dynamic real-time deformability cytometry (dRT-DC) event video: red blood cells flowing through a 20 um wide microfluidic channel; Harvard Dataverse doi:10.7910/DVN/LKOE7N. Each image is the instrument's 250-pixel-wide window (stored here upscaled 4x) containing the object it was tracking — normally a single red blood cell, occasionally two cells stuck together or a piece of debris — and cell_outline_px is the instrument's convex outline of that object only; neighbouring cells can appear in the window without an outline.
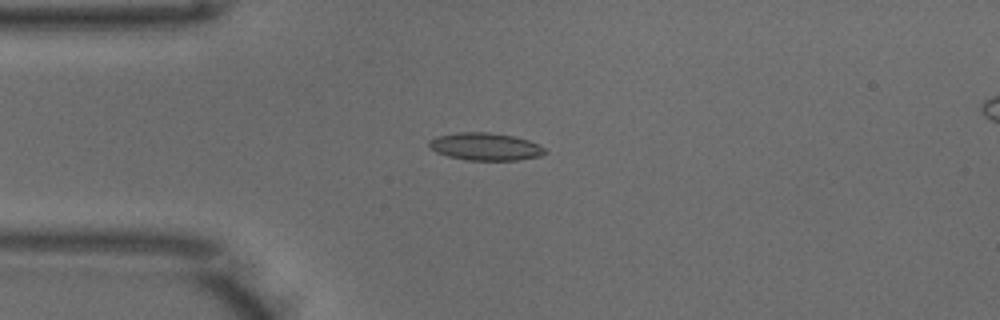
{"species": "common noctule bat (a hibernating species)", "species_latin": "Nyctalus noctula", "temperature_condition": "warm", "stored_images_in_passage": 39, "camera_frame_rate_fps": 3000, "um_per_image_px": 0.085, "animal": {"sex": "male", "body_mass_g": 18.8}, "frame": {"image": 1, "passage_image": 1, "time_ms": 0.0, "image_size_px": [1000, 320], "cell_outline_px": [[548, 152], [540, 156], [516, 160], [468, 160], [448, 156], [436, 152], [428, 144], [428, 140], [436, 136], [456, 132], [488, 132], [512, 136], [528, 140], [540, 144]], "centroid_in_image_um": [41.25, 12.45], "position_along_channel_um": 43.7, "area_um2": 18.61}}
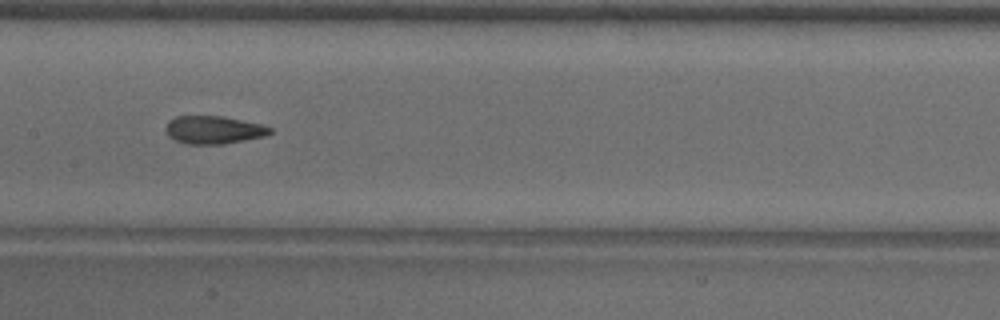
{"frame": {"image": 2, "passage_image": 13, "time_ms": 4.0, "image_size_px": [1000, 320], "cell_outline_px": [[272, 132], [264, 136], [224, 144], [184, 144], [168, 136], [164, 128], [168, 120], [176, 116], [220, 116], [260, 124], [272, 128]], "centroid_in_image_um": [18.1, 11.04], "position_along_channel_um": 189.3, "area_um2": 16.94}}
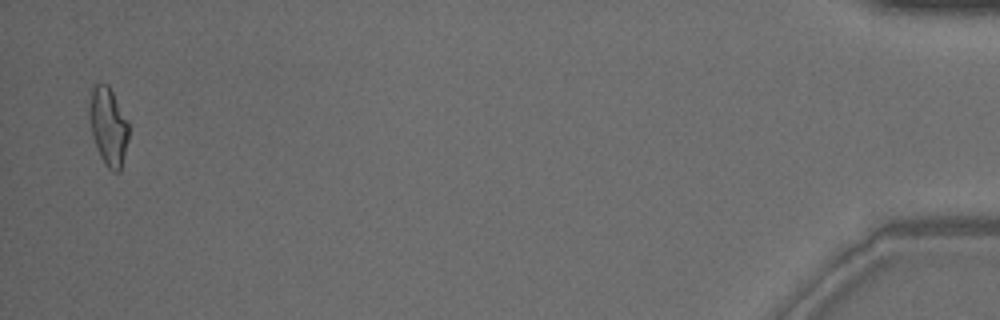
{"frame": {"image": 3, "passage_image": 38, "time_ms": 12.333, "image_size_px": [1000, 320], "cell_outline_px": [[128, 140], [120, 172], [112, 172], [104, 164], [96, 148], [92, 136], [88, 120], [88, 104], [92, 88], [96, 84], [108, 84], [128, 120]], "centroid_in_image_um": [9.18, 10.75], "position_along_channel_um": 426.0, "area_um2": 18.21}, "authors_computed_cell_mechanics": {"area_um2": 17.2244, "velocity_mm_per_s": 3.9688, "shape_relaxation_time_tau1_ms": 5.5757, "shape_relaxation_time_tau2_ms": 2.0109, "deformation_change_tau1": 0.1835, "deformation_change_tau2": 0.1082}}